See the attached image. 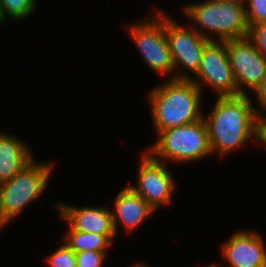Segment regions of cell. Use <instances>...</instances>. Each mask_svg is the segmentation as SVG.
Here are the masks:
<instances>
[{
  "label": "cell",
  "instance_id": "cell-14",
  "mask_svg": "<svg viewBox=\"0 0 266 267\" xmlns=\"http://www.w3.org/2000/svg\"><path fill=\"white\" fill-rule=\"evenodd\" d=\"M23 140L0 132V183L10 180L33 160Z\"/></svg>",
  "mask_w": 266,
  "mask_h": 267
},
{
  "label": "cell",
  "instance_id": "cell-20",
  "mask_svg": "<svg viewBox=\"0 0 266 267\" xmlns=\"http://www.w3.org/2000/svg\"><path fill=\"white\" fill-rule=\"evenodd\" d=\"M107 252L82 251L75 253L77 267H103Z\"/></svg>",
  "mask_w": 266,
  "mask_h": 267
},
{
  "label": "cell",
  "instance_id": "cell-10",
  "mask_svg": "<svg viewBox=\"0 0 266 267\" xmlns=\"http://www.w3.org/2000/svg\"><path fill=\"white\" fill-rule=\"evenodd\" d=\"M227 53L238 95H249L246 90L254 91L266 77V58L248 37L228 40Z\"/></svg>",
  "mask_w": 266,
  "mask_h": 267
},
{
  "label": "cell",
  "instance_id": "cell-1",
  "mask_svg": "<svg viewBox=\"0 0 266 267\" xmlns=\"http://www.w3.org/2000/svg\"><path fill=\"white\" fill-rule=\"evenodd\" d=\"M248 95L217 97L212 112L203 115L212 154L225 156L250 140L258 141V118Z\"/></svg>",
  "mask_w": 266,
  "mask_h": 267
},
{
  "label": "cell",
  "instance_id": "cell-4",
  "mask_svg": "<svg viewBox=\"0 0 266 267\" xmlns=\"http://www.w3.org/2000/svg\"><path fill=\"white\" fill-rule=\"evenodd\" d=\"M147 153L156 161L176 163L200 162L212 155L207 128L203 118L192 123L165 129ZM156 156V157H155Z\"/></svg>",
  "mask_w": 266,
  "mask_h": 267
},
{
  "label": "cell",
  "instance_id": "cell-19",
  "mask_svg": "<svg viewBox=\"0 0 266 267\" xmlns=\"http://www.w3.org/2000/svg\"><path fill=\"white\" fill-rule=\"evenodd\" d=\"M247 37L252 41L256 50L266 58V21L251 25L248 28Z\"/></svg>",
  "mask_w": 266,
  "mask_h": 267
},
{
  "label": "cell",
  "instance_id": "cell-16",
  "mask_svg": "<svg viewBox=\"0 0 266 267\" xmlns=\"http://www.w3.org/2000/svg\"><path fill=\"white\" fill-rule=\"evenodd\" d=\"M37 0H0L3 17L20 21L36 10Z\"/></svg>",
  "mask_w": 266,
  "mask_h": 267
},
{
  "label": "cell",
  "instance_id": "cell-21",
  "mask_svg": "<svg viewBox=\"0 0 266 267\" xmlns=\"http://www.w3.org/2000/svg\"><path fill=\"white\" fill-rule=\"evenodd\" d=\"M253 92L257 97L259 108L266 111V77Z\"/></svg>",
  "mask_w": 266,
  "mask_h": 267
},
{
  "label": "cell",
  "instance_id": "cell-3",
  "mask_svg": "<svg viewBox=\"0 0 266 267\" xmlns=\"http://www.w3.org/2000/svg\"><path fill=\"white\" fill-rule=\"evenodd\" d=\"M183 11L191 23L195 24L191 27L210 41H228L248 35L249 27L243 2L204 0L184 6ZM207 32L216 34L217 39L209 36Z\"/></svg>",
  "mask_w": 266,
  "mask_h": 267
},
{
  "label": "cell",
  "instance_id": "cell-9",
  "mask_svg": "<svg viewBox=\"0 0 266 267\" xmlns=\"http://www.w3.org/2000/svg\"><path fill=\"white\" fill-rule=\"evenodd\" d=\"M137 185L129 186L155 211L159 206L169 205L175 193V181L166 162L154 160L146 151L138 166Z\"/></svg>",
  "mask_w": 266,
  "mask_h": 267
},
{
  "label": "cell",
  "instance_id": "cell-24",
  "mask_svg": "<svg viewBox=\"0 0 266 267\" xmlns=\"http://www.w3.org/2000/svg\"><path fill=\"white\" fill-rule=\"evenodd\" d=\"M130 267H151V266H148L146 263H144V262H138V263H135V264H133L132 266H130Z\"/></svg>",
  "mask_w": 266,
  "mask_h": 267
},
{
  "label": "cell",
  "instance_id": "cell-11",
  "mask_svg": "<svg viewBox=\"0 0 266 267\" xmlns=\"http://www.w3.org/2000/svg\"><path fill=\"white\" fill-rule=\"evenodd\" d=\"M234 233L221 245V255L230 267H266V246L259 232Z\"/></svg>",
  "mask_w": 266,
  "mask_h": 267
},
{
  "label": "cell",
  "instance_id": "cell-6",
  "mask_svg": "<svg viewBox=\"0 0 266 267\" xmlns=\"http://www.w3.org/2000/svg\"><path fill=\"white\" fill-rule=\"evenodd\" d=\"M153 18L126 25L148 68L174 79V65L165 35V11L158 8Z\"/></svg>",
  "mask_w": 266,
  "mask_h": 267
},
{
  "label": "cell",
  "instance_id": "cell-25",
  "mask_svg": "<svg viewBox=\"0 0 266 267\" xmlns=\"http://www.w3.org/2000/svg\"><path fill=\"white\" fill-rule=\"evenodd\" d=\"M4 20L6 19L3 17V13H2L1 5H0V25L2 24V22H4Z\"/></svg>",
  "mask_w": 266,
  "mask_h": 267
},
{
  "label": "cell",
  "instance_id": "cell-17",
  "mask_svg": "<svg viewBox=\"0 0 266 267\" xmlns=\"http://www.w3.org/2000/svg\"><path fill=\"white\" fill-rule=\"evenodd\" d=\"M48 256L49 267H77L75 252L65 242Z\"/></svg>",
  "mask_w": 266,
  "mask_h": 267
},
{
  "label": "cell",
  "instance_id": "cell-7",
  "mask_svg": "<svg viewBox=\"0 0 266 267\" xmlns=\"http://www.w3.org/2000/svg\"><path fill=\"white\" fill-rule=\"evenodd\" d=\"M165 35L174 65V79H191V75L180 72L179 69L182 67L183 70L185 67L195 75L201 63L204 47L210 40L201 36L191 26L179 24L166 13Z\"/></svg>",
  "mask_w": 266,
  "mask_h": 267
},
{
  "label": "cell",
  "instance_id": "cell-26",
  "mask_svg": "<svg viewBox=\"0 0 266 267\" xmlns=\"http://www.w3.org/2000/svg\"><path fill=\"white\" fill-rule=\"evenodd\" d=\"M207 267H221V264L220 265H217V264H212V265H210V266H207ZM223 267V266H222ZM225 267V266H224Z\"/></svg>",
  "mask_w": 266,
  "mask_h": 267
},
{
  "label": "cell",
  "instance_id": "cell-13",
  "mask_svg": "<svg viewBox=\"0 0 266 267\" xmlns=\"http://www.w3.org/2000/svg\"><path fill=\"white\" fill-rule=\"evenodd\" d=\"M113 204L110 210L116 235L121 224L126 232H133L156 212L129 185L119 191Z\"/></svg>",
  "mask_w": 266,
  "mask_h": 267
},
{
  "label": "cell",
  "instance_id": "cell-12",
  "mask_svg": "<svg viewBox=\"0 0 266 267\" xmlns=\"http://www.w3.org/2000/svg\"><path fill=\"white\" fill-rule=\"evenodd\" d=\"M59 216L68 225L81 232L96 233L99 235H116L110 208L68 205L62 201L56 204Z\"/></svg>",
  "mask_w": 266,
  "mask_h": 267
},
{
  "label": "cell",
  "instance_id": "cell-2",
  "mask_svg": "<svg viewBox=\"0 0 266 267\" xmlns=\"http://www.w3.org/2000/svg\"><path fill=\"white\" fill-rule=\"evenodd\" d=\"M201 93L190 79H168L153 88L148 101L155 133L200 120Z\"/></svg>",
  "mask_w": 266,
  "mask_h": 267
},
{
  "label": "cell",
  "instance_id": "cell-22",
  "mask_svg": "<svg viewBox=\"0 0 266 267\" xmlns=\"http://www.w3.org/2000/svg\"><path fill=\"white\" fill-rule=\"evenodd\" d=\"M256 116L258 118V132H266V114L260 112L262 110H258L254 108Z\"/></svg>",
  "mask_w": 266,
  "mask_h": 267
},
{
  "label": "cell",
  "instance_id": "cell-23",
  "mask_svg": "<svg viewBox=\"0 0 266 267\" xmlns=\"http://www.w3.org/2000/svg\"><path fill=\"white\" fill-rule=\"evenodd\" d=\"M259 144L266 146V132H258V141ZM266 148V147H265Z\"/></svg>",
  "mask_w": 266,
  "mask_h": 267
},
{
  "label": "cell",
  "instance_id": "cell-15",
  "mask_svg": "<svg viewBox=\"0 0 266 267\" xmlns=\"http://www.w3.org/2000/svg\"><path fill=\"white\" fill-rule=\"evenodd\" d=\"M117 235H99L96 233L81 232L68 225L65 233V243L75 252L95 251L108 252Z\"/></svg>",
  "mask_w": 266,
  "mask_h": 267
},
{
  "label": "cell",
  "instance_id": "cell-5",
  "mask_svg": "<svg viewBox=\"0 0 266 267\" xmlns=\"http://www.w3.org/2000/svg\"><path fill=\"white\" fill-rule=\"evenodd\" d=\"M54 164L33 159L10 180L0 183V228L8 225L48 186Z\"/></svg>",
  "mask_w": 266,
  "mask_h": 267
},
{
  "label": "cell",
  "instance_id": "cell-18",
  "mask_svg": "<svg viewBox=\"0 0 266 267\" xmlns=\"http://www.w3.org/2000/svg\"><path fill=\"white\" fill-rule=\"evenodd\" d=\"M245 3L248 27L266 21V0H247Z\"/></svg>",
  "mask_w": 266,
  "mask_h": 267
},
{
  "label": "cell",
  "instance_id": "cell-27",
  "mask_svg": "<svg viewBox=\"0 0 266 267\" xmlns=\"http://www.w3.org/2000/svg\"><path fill=\"white\" fill-rule=\"evenodd\" d=\"M232 1H237V2H243V3H245L247 0H232Z\"/></svg>",
  "mask_w": 266,
  "mask_h": 267
},
{
  "label": "cell",
  "instance_id": "cell-8",
  "mask_svg": "<svg viewBox=\"0 0 266 267\" xmlns=\"http://www.w3.org/2000/svg\"><path fill=\"white\" fill-rule=\"evenodd\" d=\"M190 80L201 92V85L205 84L215 91L217 97L238 96L237 83L227 53V41H209L206 44L198 72Z\"/></svg>",
  "mask_w": 266,
  "mask_h": 267
}]
</instances>
